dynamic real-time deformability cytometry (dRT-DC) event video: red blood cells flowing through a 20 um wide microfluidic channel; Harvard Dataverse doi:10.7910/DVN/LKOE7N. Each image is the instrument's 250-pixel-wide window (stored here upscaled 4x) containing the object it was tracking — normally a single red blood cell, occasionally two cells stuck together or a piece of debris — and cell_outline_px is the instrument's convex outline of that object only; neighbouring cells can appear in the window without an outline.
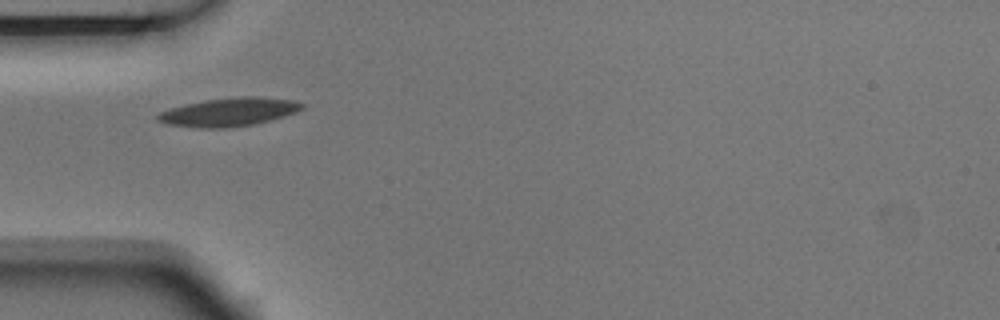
{"species": "Egyptian fruit bat (a non-hibernating species)", "species_latin": "Rousettus aegyptiacus", "temperature_condition": "room temperature", "stored_images_in_passage": 1, "camera_frame_rate_fps": 3000, "um_per_image_px": 0.085, "animal": {"sex": "male"}, "frame": {"image": 1, "passage_image": 1, "time_ms": 0.0, "image_size_px": [1000, 320], "cell_outline_px": [[304, 108], [296, 112], [284, 116], [252, 124], [224, 128], [200, 128], [168, 124], [156, 120], [156, 116], [160, 112], [172, 108], [204, 100], [236, 96], [256, 96], [292, 100], [304, 104]], "centroid_in_image_um": [19.47, 9.51], "position_along_channel_um": 65.5, "area_um2": 23.64}}